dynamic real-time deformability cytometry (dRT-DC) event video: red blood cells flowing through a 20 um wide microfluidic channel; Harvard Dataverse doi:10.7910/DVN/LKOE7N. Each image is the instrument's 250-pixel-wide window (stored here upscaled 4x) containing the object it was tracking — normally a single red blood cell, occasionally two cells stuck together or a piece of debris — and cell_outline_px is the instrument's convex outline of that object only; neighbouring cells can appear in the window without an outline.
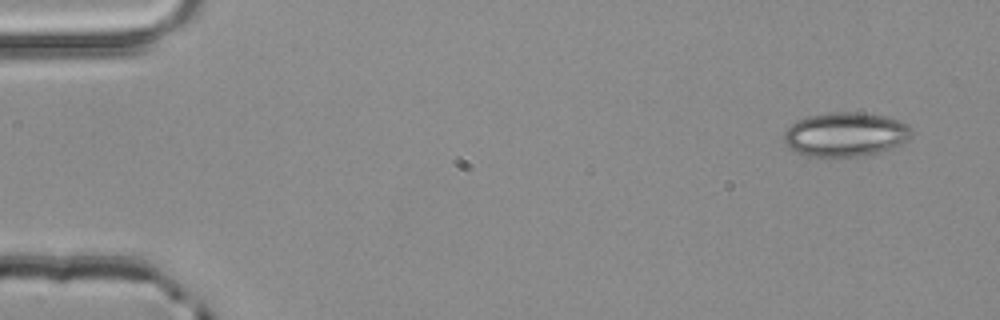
{"species": "common noctule bat (a hibernating species)", "species_latin": "Nyctalus noctula", "temperature_condition": "room temperature", "stored_images_in_passage": 4, "camera_frame_rate_fps": 3000, "um_per_image_px": 0.085, "animal": {"sex": "male", "body_mass_g": 20.4}, "frame": {"image": 1, "passage_image": 4, "time_ms": 1.0, "image_size_px": [1000, 320], "cell_outline_px": [[912, 132], [908, 140], [900, 144], [880, 152], [860, 156], [808, 156], [796, 152], [788, 148], [784, 140], [784, 132], [792, 124], [808, 116], [832, 112], [860, 112], [884, 116], [908, 124], [912, 128]], "centroid_in_image_um": [71.87, 11.42], "position_along_channel_um": 13.1, "area_um2": 32.66}}